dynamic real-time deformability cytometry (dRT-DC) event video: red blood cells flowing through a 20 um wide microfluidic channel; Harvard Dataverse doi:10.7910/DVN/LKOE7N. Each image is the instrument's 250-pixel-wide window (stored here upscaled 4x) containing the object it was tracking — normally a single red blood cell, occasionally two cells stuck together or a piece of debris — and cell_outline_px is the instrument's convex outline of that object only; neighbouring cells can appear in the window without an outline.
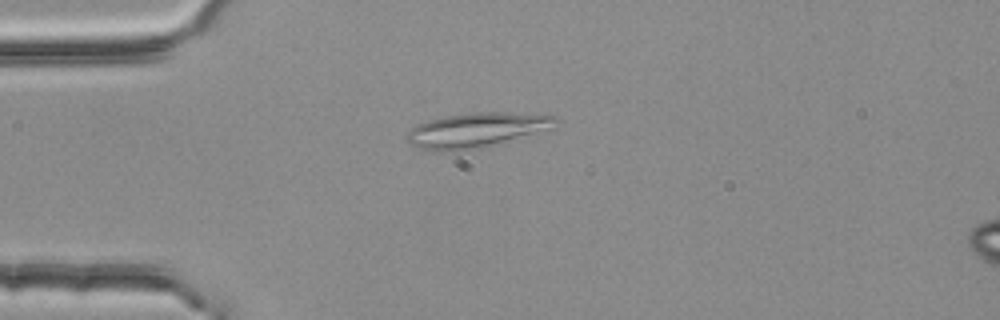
{"species": "common noctule bat (a hibernating species)", "species_latin": "Nyctalus noctula", "temperature_condition": "room temperature", "stored_images_in_passage": 4, "camera_frame_rate_fps": 3000, "um_per_image_px": 0.085, "animal": {"sex": "female", "body_mass_g": 25.1}, "frame": {"image": 1, "passage_image": 4, "time_ms": 1.0, "image_size_px": [1000, 320], "cell_outline_px": [[560, 120], [556, 128], [484, 148], [460, 152], [440, 152], [420, 148], [412, 144], [408, 140], [408, 132], [416, 124], [428, 120], [468, 112], [504, 112], [556, 116]], "centroid_in_image_um": [40.58, 11.08], "position_along_channel_um": 44.4, "area_um2": 30.69}}